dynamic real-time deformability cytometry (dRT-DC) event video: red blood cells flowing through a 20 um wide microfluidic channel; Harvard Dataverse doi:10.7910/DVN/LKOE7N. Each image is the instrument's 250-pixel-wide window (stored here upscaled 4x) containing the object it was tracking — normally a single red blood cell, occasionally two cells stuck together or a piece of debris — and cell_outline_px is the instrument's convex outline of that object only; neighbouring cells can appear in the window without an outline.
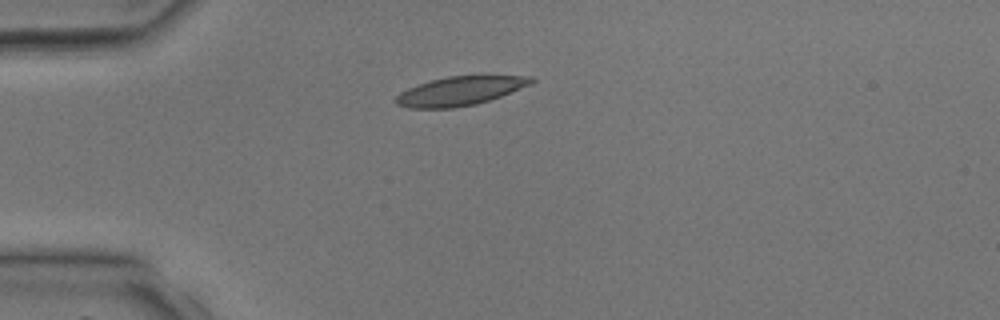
{"species": "common noctule bat (a hibernating species)", "species_latin": "Nyctalus noctula", "temperature_condition": "room temperature", "stored_images_in_passage": 2, "camera_frame_rate_fps": 3000, "um_per_image_px": 0.085, "animal": {"sex": "male", "body_mass_g": 17.9, "forearm_length_mm": 54.2}, "frame": {"image": 1, "passage_image": 2, "time_ms": 1.333, "image_size_px": [1000, 320], "cell_outline_px": [[536, 80], [532, 84], [500, 96], [476, 104], [452, 108], [408, 108], [396, 104], [392, 100], [400, 92], [408, 88], [432, 80], [448, 76], [532, 76]], "centroid_in_image_um": [39.08, 7.74], "position_along_channel_um": 45.9, "area_um2": 22.66}}